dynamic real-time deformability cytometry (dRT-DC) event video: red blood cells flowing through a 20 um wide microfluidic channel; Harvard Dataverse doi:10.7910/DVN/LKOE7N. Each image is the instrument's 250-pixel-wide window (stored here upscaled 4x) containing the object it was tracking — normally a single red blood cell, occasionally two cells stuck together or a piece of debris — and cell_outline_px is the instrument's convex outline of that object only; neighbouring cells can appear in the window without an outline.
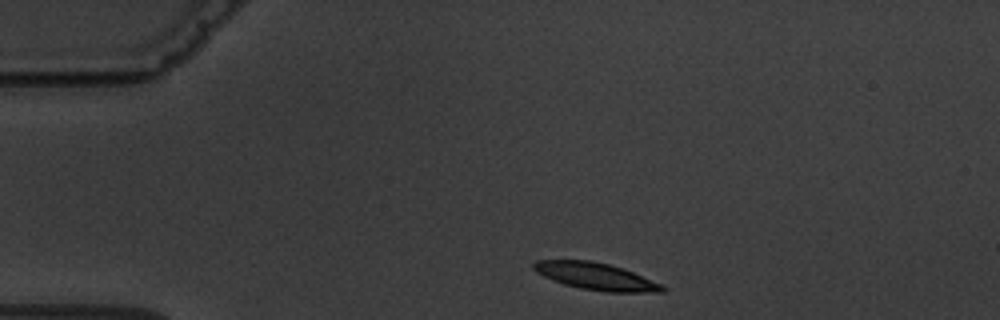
{"species": "common noctule bat (a hibernating species)", "species_latin": "Nyctalus noctula", "temperature_condition": "warm", "stored_images_in_passage": 3, "camera_frame_rate_fps": 3000, "um_per_image_px": 0.085, "animal": {"sex": "male", "body_mass_g": 19.5, "forearm_length_mm": 54.6}, "frame": {"image": 1, "passage_image": 1, "time_ms": 0.0, "image_size_px": [1000, 320], "cell_outline_px": [[668, 288], [664, 292], [604, 292], [580, 288], [564, 284], [552, 280], [536, 272], [532, 268], [532, 264], [536, 260], [592, 260], [608, 264], [632, 272], [660, 284]], "centroid_in_image_um": [50.61, 23.49], "position_along_channel_um": 34.4, "area_um2": 20.17}}
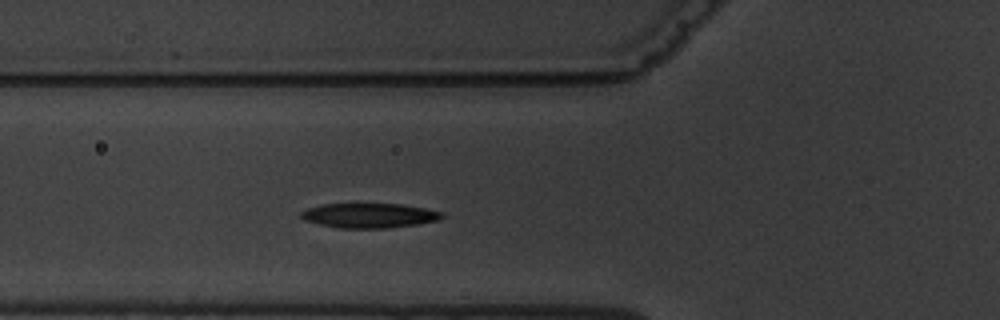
{"frame": {"image": 2, "passage_image": 3, "time_ms": 3.0, "image_size_px": [1000, 320], "cell_outline_px": [[444, 216], [440, 220], [416, 224], [388, 228], [340, 228], [320, 224], [304, 220], [300, 216], [300, 212], [308, 208], [320, 204], [400, 204], [424, 208], [444, 212]], "centroid_in_image_um": [31.39, 18.32], "position_along_channel_um": 94.4, "area_um2": 20.23}}